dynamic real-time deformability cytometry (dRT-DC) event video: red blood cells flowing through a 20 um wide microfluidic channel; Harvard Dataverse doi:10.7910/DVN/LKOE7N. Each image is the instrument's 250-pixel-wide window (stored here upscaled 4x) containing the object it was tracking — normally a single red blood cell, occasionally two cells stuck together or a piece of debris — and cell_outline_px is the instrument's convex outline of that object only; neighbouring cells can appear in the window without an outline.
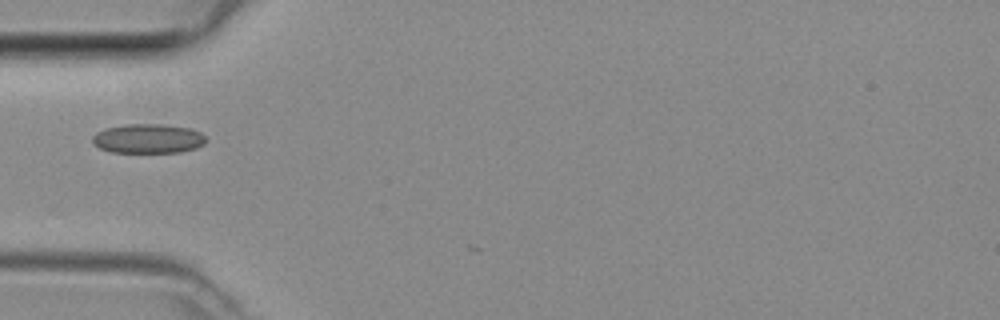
{"species": "common noctule bat (a hibernating species)", "species_latin": "Nyctalus noctula", "temperature_condition": "room temperature", "stored_images_in_passage": 2, "camera_frame_rate_fps": 3000, "um_per_image_px": 0.085, "animal": {"sex": "female", "body_mass_g": 29.2, "forearm_length_mm": 56.3}, "frame": {"image": 1, "passage_image": 1, "time_ms": 0.0, "image_size_px": [1000, 320], "cell_outline_px": [[204, 144], [196, 148], [180, 152], [112, 152], [100, 148], [92, 144], [92, 136], [96, 132], [108, 128], [128, 124], [160, 124], [192, 128], [200, 132], [204, 136]], "centroid_in_image_um": [12.58, 11.78], "position_along_channel_um": 72.4, "area_um2": 19.36}}